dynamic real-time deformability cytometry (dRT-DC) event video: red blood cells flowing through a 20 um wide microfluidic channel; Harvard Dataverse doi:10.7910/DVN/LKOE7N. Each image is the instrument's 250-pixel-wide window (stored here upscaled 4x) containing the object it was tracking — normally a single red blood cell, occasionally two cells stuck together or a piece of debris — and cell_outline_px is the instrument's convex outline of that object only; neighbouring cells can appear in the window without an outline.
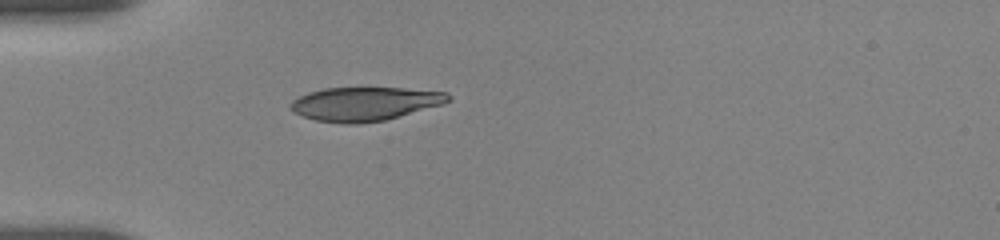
{"species": "human", "species_latin": "Homo sapiens", "temperature_condition": "room temperature", "stored_images_in_passage": 27, "camera_frame_rate_fps": 3000, "um_per_image_px": 0.085, "donor": {"sex": "female"}, "frame": {"image": 1, "passage_image": 1, "time_ms": 0.0, "image_size_px": [1000, 240], "cell_outline_px": [[452, 100], [440, 104], [384, 120], [356, 124], [344, 124], [316, 120], [304, 116], [288, 108], [288, 104], [292, 100], [308, 92], [324, 88], [400, 88], [448, 92], [452, 96]], "centroid_in_image_um": [30.97, 8.82], "position_along_channel_um": 54.0, "area_um2": 30.75}}
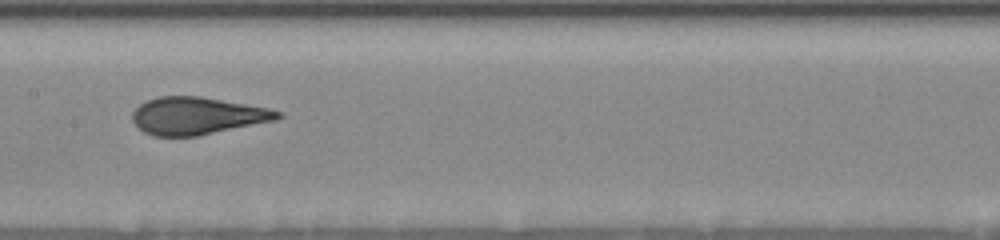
{"frame": {"image": 2, "passage_image": 10, "time_ms": 4.0, "image_size_px": [1000, 240], "cell_outline_px": [[284, 116], [276, 120], [196, 136], [152, 136], [144, 132], [132, 120], [132, 112], [140, 104], [148, 100], [160, 96], [200, 96], [268, 108], [280, 112]], "centroid_in_image_um": [16.75, 9.84], "position_along_channel_um": 190.7, "area_um2": 31.39}}
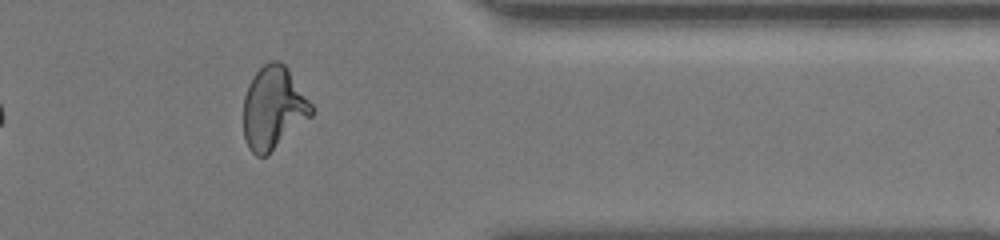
{"frame": {"image": 3, "passage_image": 23, "time_ms": 9.667, "image_size_px": [1000, 240], "cell_outline_px": [[312, 116], [268, 156], [256, 156], [248, 148], [244, 136], [244, 96], [248, 84], [252, 76], [264, 64], [272, 60], [280, 60], [288, 68], [312, 104]], "centroid_in_image_um": [23.24, 9.19], "position_along_channel_um": 388.2, "area_um2": 33.0}, "authors_computed_cell_mechanics": {"area_um2": 32.0212, "velocity_mm_per_s": 3.6869, "shape_relaxation_time_tau1_ms": 6.9491, "shape_relaxation_time_tau2_ms": null, "deformation_change_tau1": 0.1937, "deformation_change_tau2": null}}